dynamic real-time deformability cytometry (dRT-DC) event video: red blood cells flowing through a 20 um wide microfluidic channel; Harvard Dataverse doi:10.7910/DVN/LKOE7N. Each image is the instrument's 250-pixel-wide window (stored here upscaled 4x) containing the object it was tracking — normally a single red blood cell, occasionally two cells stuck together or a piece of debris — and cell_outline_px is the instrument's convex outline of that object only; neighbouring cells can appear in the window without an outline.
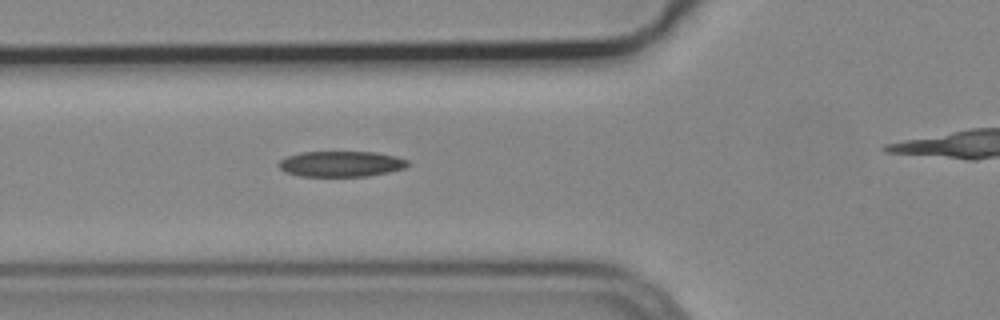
{"species": "common noctule bat (a hibernating species)", "species_latin": "Nyctalus noctula", "temperature_condition": "cold", "stored_images_in_passage": 6, "segment_of_instrument_passage": [1, 2], "camera_frame_rate_fps": 3000, "um_per_image_px": 0.085, "animal": {"sex": "male", "body_mass_g": 19.2, "forearm_length_mm": 51.8}, "frame": {"image": 1, "passage_image": 5, "time_ms": 1.333, "image_size_px": [1000, 320], "cell_outline_px": [[408, 164], [404, 168], [388, 172], [368, 176], [300, 176], [284, 172], [276, 164], [280, 160], [288, 156], [300, 152], [376, 152], [396, 156], [408, 160]], "centroid_in_image_um": [28.96, 13.93], "position_along_channel_um": 96.8, "area_um2": 19.31}}